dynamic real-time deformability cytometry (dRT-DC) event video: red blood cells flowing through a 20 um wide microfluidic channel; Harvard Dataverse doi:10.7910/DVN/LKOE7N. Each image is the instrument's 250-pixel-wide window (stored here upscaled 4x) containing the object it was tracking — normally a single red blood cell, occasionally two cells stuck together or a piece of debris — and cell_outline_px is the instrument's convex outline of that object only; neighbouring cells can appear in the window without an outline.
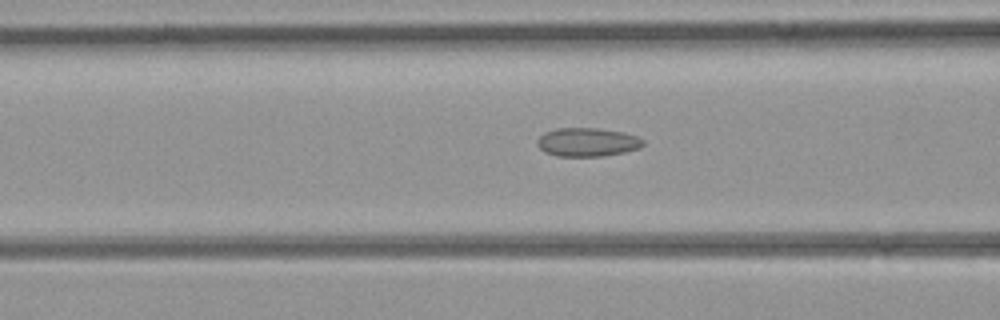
{"species": "common noctule bat (a hibernating species)", "species_latin": "Nyctalus noctula", "temperature_condition": "room temperature", "stored_images_in_passage": 8, "camera_frame_rate_fps": 3000, "um_per_image_px": 0.085, "animal": {"sex": "female", "body_mass_g": 21.9}, "frame": {"image": 1, "passage_image": 4, "time_ms": 1.0, "image_size_px": [1000, 320], "cell_outline_px": [[644, 144], [640, 148], [624, 152], [604, 156], [556, 156], [544, 152], [536, 144], [536, 140], [544, 132], [556, 128], [596, 128], [624, 132], [636, 136], [644, 140]], "centroid_in_image_um": [49.9, 12.08], "position_along_channel_um": 116.7, "area_um2": 17.8}}
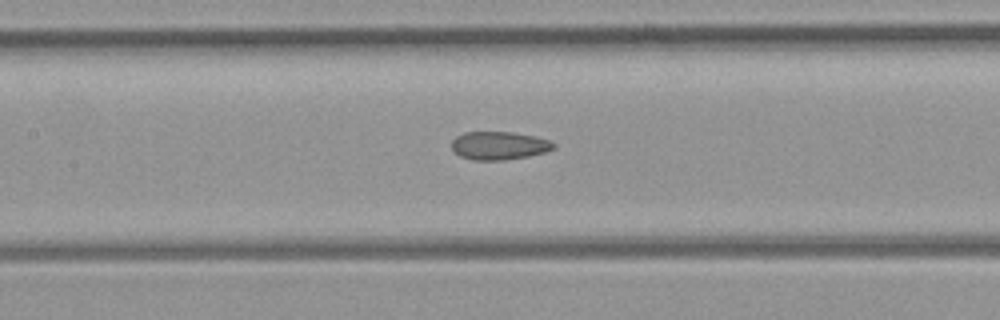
{"frame": {"image": 2, "passage_image": 7, "time_ms": 2.0, "image_size_px": [1000, 320], "cell_outline_px": [[556, 148], [544, 152], [528, 156], [504, 160], [472, 160], [460, 156], [452, 148], [452, 140], [456, 136], [464, 132], [512, 132], [536, 136], [548, 140], [556, 144]], "centroid_in_image_um": [42.43, 12.37], "position_along_channel_um": 165.0, "area_um2": 16.76}}